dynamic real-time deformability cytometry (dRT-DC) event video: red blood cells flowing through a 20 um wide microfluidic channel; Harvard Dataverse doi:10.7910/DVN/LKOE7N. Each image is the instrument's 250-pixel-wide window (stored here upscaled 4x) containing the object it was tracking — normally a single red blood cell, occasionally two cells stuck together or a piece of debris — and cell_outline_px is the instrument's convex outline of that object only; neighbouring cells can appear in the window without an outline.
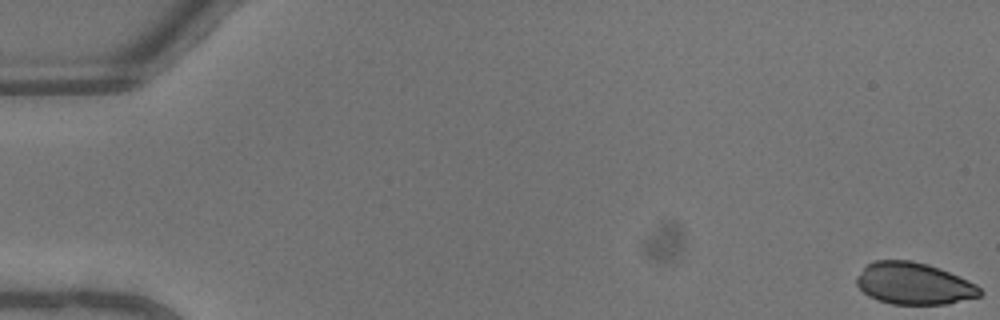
{"species": "common noctule bat (a hibernating species)", "species_latin": "Nyctalus noctula", "temperature_condition": "warm", "stored_images_in_passage": 27, "camera_frame_rate_fps": 3000, "um_per_image_px": 0.085, "animal": {"sex": "male", "body_mass_g": 13.3}, "frame": {"image": 1, "passage_image": 1, "time_ms": 0.0, "image_size_px": [1000, 320], "cell_outline_px": [[984, 292], [980, 296], [948, 304], [892, 304], [876, 300], [868, 296], [856, 284], [856, 276], [868, 264], [876, 260], [912, 260], [928, 264], [948, 272], [976, 284]], "centroid_in_image_um": [77.67, 24.11], "position_along_channel_um": 7.3, "area_um2": 30.06}}
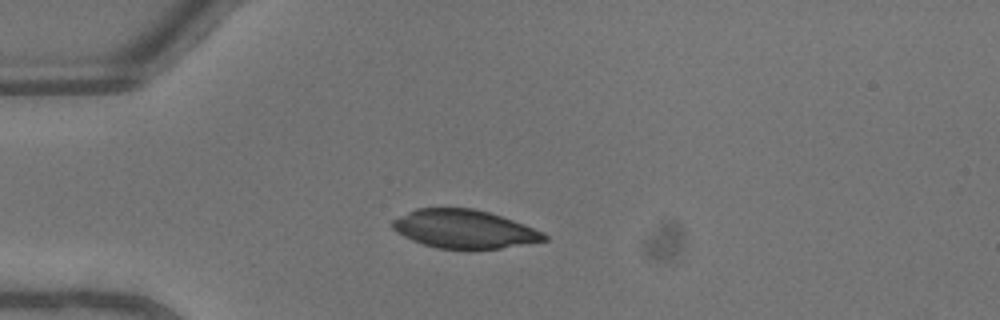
{"frame": {"image": 2, "passage_image": 13, "time_ms": 4.0, "image_size_px": [1000, 320], "cell_outline_px": [[548, 240], [500, 248], [436, 248], [412, 240], [396, 232], [392, 228], [392, 220], [416, 208], [472, 208], [488, 212], [524, 224], [544, 232], [548, 236]], "centroid_in_image_um": [39.45, 19.46], "position_along_channel_um": 45.5, "area_um2": 33.58}}